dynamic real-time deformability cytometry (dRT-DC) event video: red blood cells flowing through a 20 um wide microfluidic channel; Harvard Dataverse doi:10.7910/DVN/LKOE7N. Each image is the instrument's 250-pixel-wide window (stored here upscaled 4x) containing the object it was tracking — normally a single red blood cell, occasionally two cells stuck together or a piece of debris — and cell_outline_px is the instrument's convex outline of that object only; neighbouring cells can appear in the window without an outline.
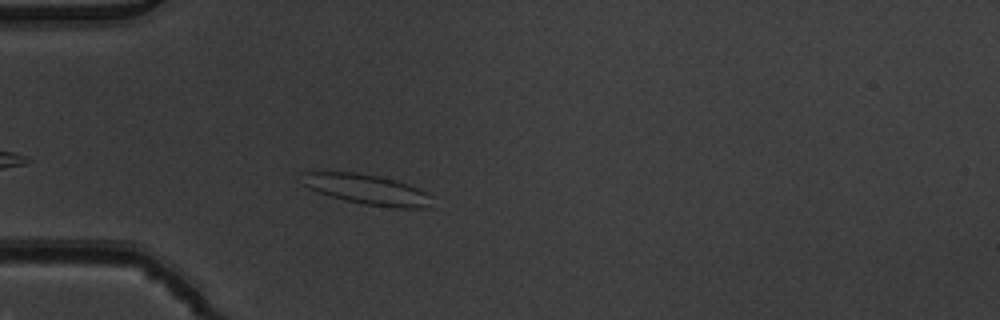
{"species": "common noctule bat (a hibernating species)", "species_latin": "Nyctalus noctula", "temperature_condition": "warm", "stored_images_in_passage": 3, "camera_frame_rate_fps": 3000, "um_per_image_px": 0.085, "animal": {"sex": "male", "body_mass_g": 19.5, "forearm_length_mm": 54.6}, "frame": {"image": 1, "passage_image": 3, "time_ms": 0.667, "image_size_px": [1000, 320], "cell_outline_px": [[432, 208], [396, 208], [364, 204], [344, 200], [320, 192], [304, 184], [300, 172], [356, 172], [396, 180], [408, 184], [432, 196]], "centroid_in_image_um": [31.26, 16.11], "position_along_channel_um": 53.7, "area_um2": 22.6}}